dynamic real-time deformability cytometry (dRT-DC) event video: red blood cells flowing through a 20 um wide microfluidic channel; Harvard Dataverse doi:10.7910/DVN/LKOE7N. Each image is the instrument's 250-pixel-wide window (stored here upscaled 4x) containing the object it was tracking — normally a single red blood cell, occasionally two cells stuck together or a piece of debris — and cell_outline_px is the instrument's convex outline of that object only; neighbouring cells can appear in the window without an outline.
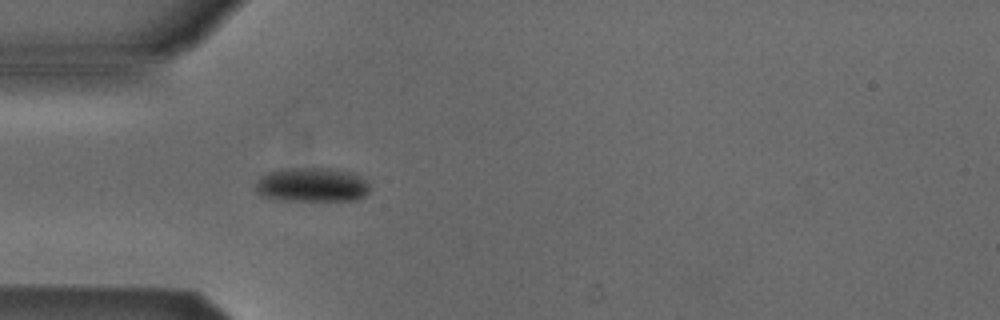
{"species": "Egyptian fruit bat (a non-hibernating species)", "species_latin": "Rousettus aegyptiacus", "temperature_condition": "cold", "stored_images_in_passage": 5, "camera_frame_rate_fps": 3000, "um_per_image_px": 0.085, "animal": {"sex": "male"}, "frame": {"image": 1, "passage_image": 5, "time_ms": 1.333, "image_size_px": [1000, 320], "cell_outline_px": [[368, 192], [364, 196], [356, 200], [280, 200], [260, 196], [256, 192], [256, 180], [260, 176], [268, 172], [280, 168], [328, 168], [352, 172], [364, 180], [368, 184]], "centroid_in_image_um": [26.45, 15.7], "position_along_channel_um": 58.5, "area_um2": 22.89}}